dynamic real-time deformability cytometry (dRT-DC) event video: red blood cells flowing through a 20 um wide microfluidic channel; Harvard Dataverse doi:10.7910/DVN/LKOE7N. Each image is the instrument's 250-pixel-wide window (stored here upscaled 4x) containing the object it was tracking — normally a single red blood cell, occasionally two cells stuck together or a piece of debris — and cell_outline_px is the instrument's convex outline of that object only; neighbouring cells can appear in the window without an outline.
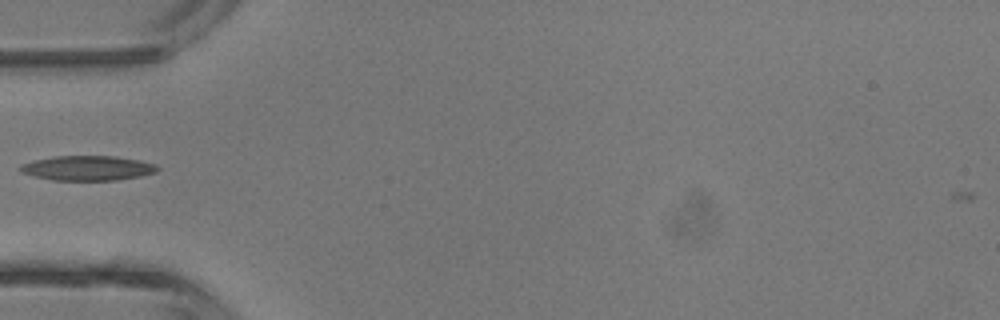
{"species": "common noctule bat (a hibernating species)", "species_latin": "Nyctalus noctula", "temperature_condition": "room temperature", "stored_images_in_passage": 5, "camera_frame_rate_fps": 3000, "um_per_image_px": 0.085, "animal": {"sex": "male", "body_mass_g": 13.3}, "frame": {"image": 1, "passage_image": 5, "time_ms": 4.333, "image_size_px": [1000, 320], "cell_outline_px": [[160, 168], [156, 172], [140, 176], [116, 180], [52, 180], [20, 172], [20, 164], [36, 160], [56, 156], [116, 156], [140, 160], [156, 164]], "centroid_in_image_um": [7.49, 14.28], "position_along_channel_um": 77.5, "area_um2": 19.71}}